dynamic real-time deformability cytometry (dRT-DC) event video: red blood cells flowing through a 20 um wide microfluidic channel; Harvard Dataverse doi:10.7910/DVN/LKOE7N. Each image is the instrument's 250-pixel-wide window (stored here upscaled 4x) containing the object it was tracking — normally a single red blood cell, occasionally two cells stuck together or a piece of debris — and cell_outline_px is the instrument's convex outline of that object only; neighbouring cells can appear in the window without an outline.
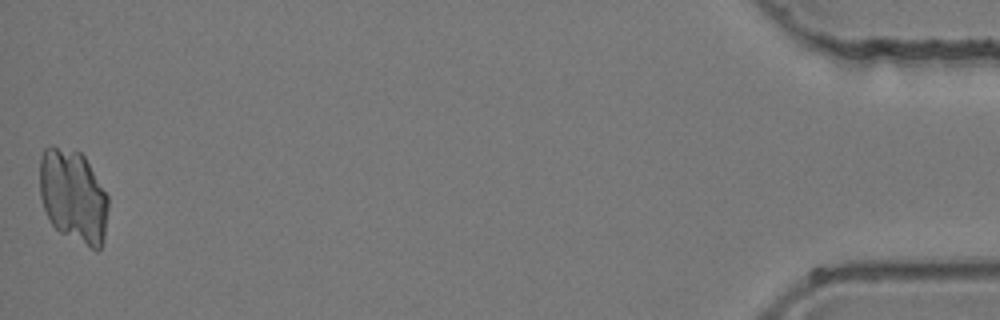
{"species": "common noctule bat (a hibernating species)", "species_latin": "Nyctalus noctula", "temperature_condition": "room temperature", "stored_images_in_passage": 45, "camera_frame_rate_fps": 3000, "um_per_image_px": 0.085, "animal": {"sex": "female", "body_mass_g": 24.6, "forearm_length_mm": 56.2}, "frame": {"image": 1, "passage_image": 45, "time_ms": 14.667, "image_size_px": [1000, 320], "cell_outline_px": [[108, 208], [104, 240], [100, 248], [96, 252], [60, 232], [52, 224], [44, 208], [40, 196], [40, 156], [44, 148], [48, 144], [52, 144], [80, 152], [84, 156], [108, 196]], "centroid_in_image_um": [6.22, 16.66], "position_along_channel_um": 429.0, "area_um2": 37.51}}